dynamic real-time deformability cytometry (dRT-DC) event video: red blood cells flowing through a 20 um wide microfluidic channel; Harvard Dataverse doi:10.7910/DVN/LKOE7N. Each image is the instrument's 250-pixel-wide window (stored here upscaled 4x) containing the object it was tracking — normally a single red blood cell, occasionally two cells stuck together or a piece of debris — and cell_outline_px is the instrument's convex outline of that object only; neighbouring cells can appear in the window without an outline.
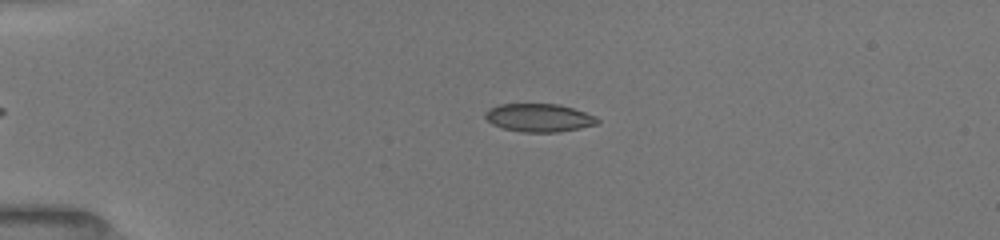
{"species": "common noctule bat (a hibernating species)", "species_latin": "Nyctalus noctula", "temperature_condition": "room temperature", "stored_images_in_passage": 19, "camera_frame_rate_fps": 3000, "um_per_image_px": 0.085, "animal": {"sex": "female", "body_mass_g": 19.5, "forearm_length_mm": 54.1}, "frame": {"image": 1, "passage_image": 3, "time_ms": 0.667, "image_size_px": [1000, 240], "cell_outline_px": [[600, 120], [596, 124], [580, 128], [560, 132], [524, 132], [504, 128], [492, 124], [484, 116], [484, 112], [488, 108], [500, 104], [560, 104], [596, 116]], "centroid_in_image_um": [45.8, 10.0], "position_along_channel_um": 39.2, "area_um2": 18.38}}
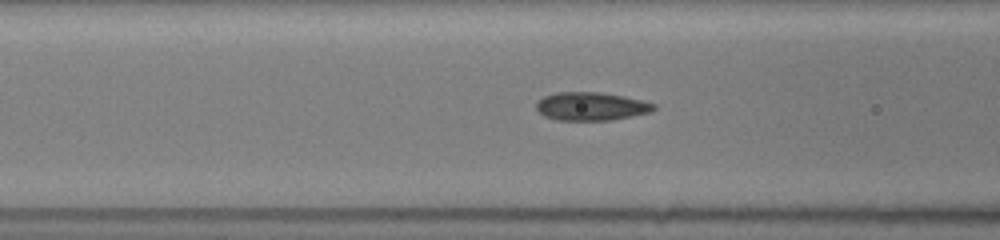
{"frame": {"image": 2, "passage_image": 12, "time_ms": 3.667, "image_size_px": [1000, 240], "cell_outline_px": [[656, 108], [652, 112], [612, 120], [556, 120], [544, 116], [536, 108], [536, 100], [544, 96], [556, 92], [600, 92], [624, 96], [656, 104]], "centroid_in_image_um": [50.24, 9.04], "position_along_channel_um": 116.4, "area_um2": 19.48}}
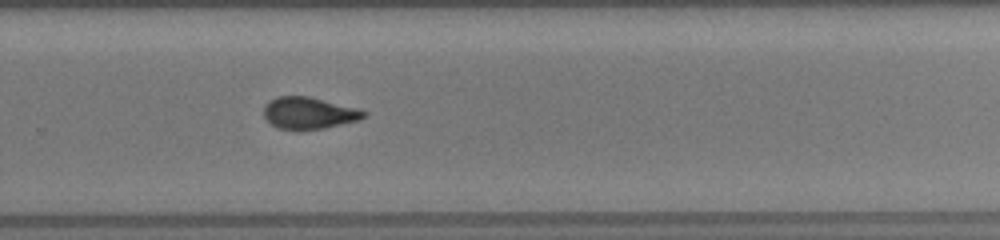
{"frame": {"image": 3, "passage_image": 19, "time_ms": 8.333, "image_size_px": [1000, 240], "cell_outline_px": [[368, 112], [360, 120], [324, 128], [276, 128], [264, 116], [264, 104], [268, 100], [276, 96], [308, 96], [360, 108]], "centroid_in_image_um": [26.27, 9.57], "position_along_channel_um": 303.5, "area_um2": 18.44}}